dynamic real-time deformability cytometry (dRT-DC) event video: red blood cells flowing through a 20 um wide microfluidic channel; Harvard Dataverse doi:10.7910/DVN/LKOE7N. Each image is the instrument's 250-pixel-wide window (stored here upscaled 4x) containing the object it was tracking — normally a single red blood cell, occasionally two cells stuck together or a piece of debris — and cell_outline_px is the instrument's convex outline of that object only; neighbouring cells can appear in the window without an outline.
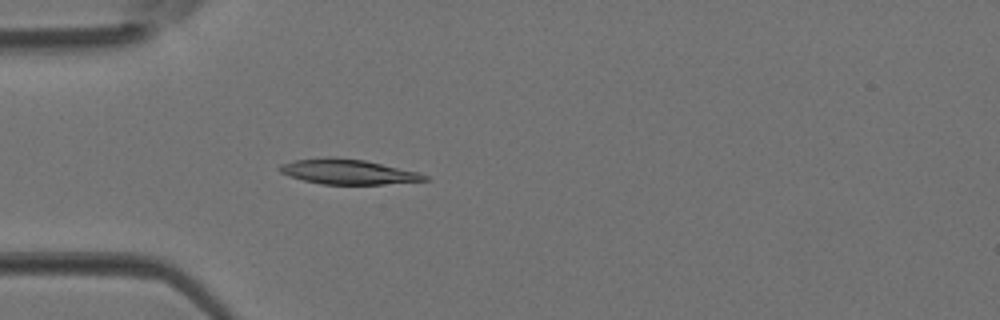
{"species": "Egyptian fruit bat (a non-hibernating species)", "species_latin": "Rousettus aegyptiacus", "temperature_condition": "room temperature", "stored_images_in_passage": 3, "camera_frame_rate_fps": 3000, "um_per_image_px": 0.085, "animal": {"sex": "female"}, "frame": {"image": 1, "passage_image": 3, "time_ms": 0.667, "image_size_px": [1000, 320], "cell_outline_px": [[428, 180], [384, 184], [320, 184], [288, 176], [280, 172], [276, 168], [280, 164], [296, 160], [324, 156], [332, 156], [364, 160], [416, 172], [428, 176]], "centroid_in_image_um": [29.49, 14.59], "position_along_channel_um": 55.5, "area_um2": 21.04}}